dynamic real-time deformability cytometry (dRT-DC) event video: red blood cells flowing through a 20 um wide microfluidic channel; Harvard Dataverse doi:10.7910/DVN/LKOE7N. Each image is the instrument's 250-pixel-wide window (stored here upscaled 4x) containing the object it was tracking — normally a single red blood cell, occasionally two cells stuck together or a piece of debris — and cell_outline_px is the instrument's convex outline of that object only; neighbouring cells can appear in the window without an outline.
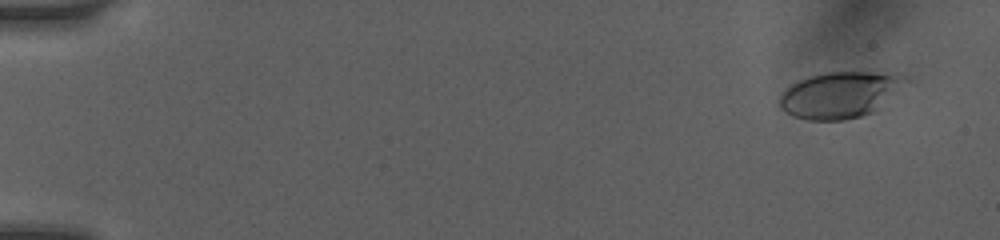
{"species": "human", "species_latin": "Homo sapiens", "temperature_condition": "room temperature", "stored_images_in_passage": 22, "camera_frame_rate_fps": 3000, "um_per_image_px": 0.085, "donor": {"sex": "female"}, "frame": {"image": 1, "passage_image": 6, "time_ms": 1.0, "image_size_px": [1000, 240], "cell_outline_px": [[908, 80], [872, 112], [860, 116], [844, 120], [808, 120], [792, 116], [784, 112], [780, 108], [780, 96], [792, 84], [808, 76], [824, 72], [868, 72], [908, 76]], "centroid_in_image_um": [71.31, 8.06], "position_along_channel_um": 13.7, "area_um2": 33.23}}